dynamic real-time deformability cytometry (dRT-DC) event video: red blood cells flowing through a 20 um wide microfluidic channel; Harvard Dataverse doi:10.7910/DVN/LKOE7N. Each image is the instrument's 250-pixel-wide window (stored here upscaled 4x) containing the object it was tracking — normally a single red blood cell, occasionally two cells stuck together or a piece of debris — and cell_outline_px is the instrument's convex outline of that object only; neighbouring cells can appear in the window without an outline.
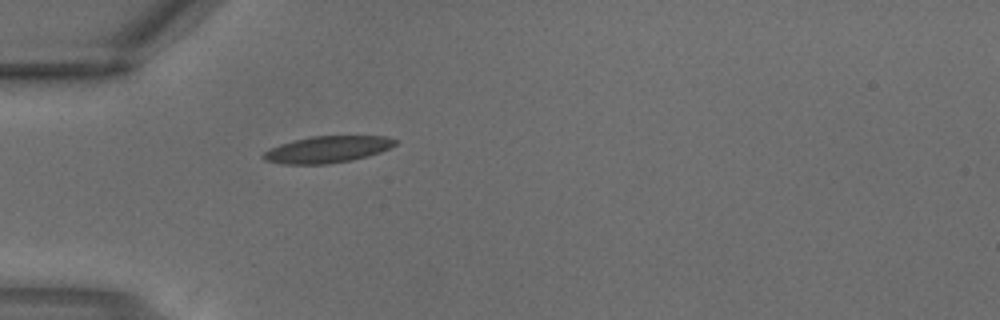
{"species": "common noctule bat (a hibernating species)", "species_latin": "Nyctalus noctula", "temperature_condition": "warm", "stored_images_in_passage": 1, "camera_frame_rate_fps": 3000, "um_per_image_px": 0.085, "animal": {"sex": "male", "body_mass_g": 18.8}, "frame": {"image": 1, "passage_image": 1, "time_ms": 0.0, "image_size_px": [1000, 320], "cell_outline_px": [[400, 140], [396, 144], [380, 152], [368, 156], [352, 160], [324, 164], [284, 164], [264, 160], [260, 156], [264, 152], [280, 144], [292, 140], [312, 136], [384, 136]], "centroid_in_image_um": [27.83, 12.7], "position_along_channel_um": 57.2, "area_um2": 20.46}}